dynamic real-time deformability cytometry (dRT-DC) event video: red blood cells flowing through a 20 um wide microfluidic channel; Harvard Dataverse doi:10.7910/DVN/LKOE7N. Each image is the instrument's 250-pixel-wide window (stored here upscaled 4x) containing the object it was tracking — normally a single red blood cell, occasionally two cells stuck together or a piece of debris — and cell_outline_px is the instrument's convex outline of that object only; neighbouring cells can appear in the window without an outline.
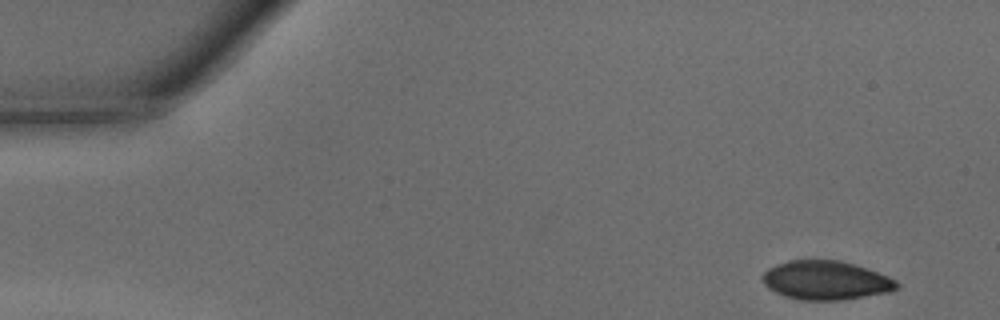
{"species": "common noctule bat (a hibernating species)", "species_latin": "Nyctalus noctula", "temperature_condition": "warm", "stored_images_in_passage": 35, "camera_frame_rate_fps": 3000, "um_per_image_px": 0.085, "animal": {"sex": "male", "body_mass_g": 15.6}, "frame": {"image": 1, "passage_image": 1, "time_ms": 0.0, "image_size_px": [1000, 320], "cell_outline_px": [[900, 284], [896, 288], [888, 292], [840, 300], [800, 300], [784, 296], [768, 288], [764, 284], [760, 276], [768, 268], [776, 264], [788, 260], [840, 260], [868, 268], [888, 276], [896, 280]], "centroid_in_image_um": [70.17, 23.82], "position_along_channel_um": 14.8, "area_um2": 30.52}}
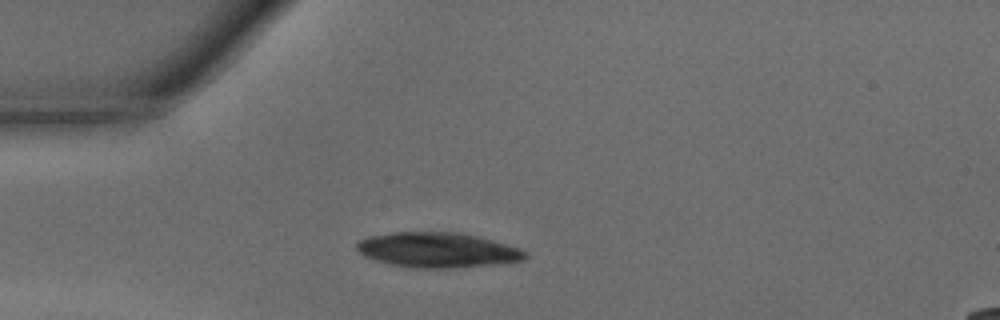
{"frame": {"image": 2, "passage_image": 10, "time_ms": 3.0, "image_size_px": [1000, 320], "cell_outline_px": [[528, 256], [524, 260], [492, 264], [452, 268], [416, 268], [392, 264], [376, 260], [364, 256], [356, 248], [356, 244], [360, 240], [368, 236], [392, 232], [456, 232], [476, 236], [492, 240], [520, 248]], "centroid_in_image_um": [37.16, 21.24], "position_along_channel_um": 47.8, "area_um2": 34.1}}